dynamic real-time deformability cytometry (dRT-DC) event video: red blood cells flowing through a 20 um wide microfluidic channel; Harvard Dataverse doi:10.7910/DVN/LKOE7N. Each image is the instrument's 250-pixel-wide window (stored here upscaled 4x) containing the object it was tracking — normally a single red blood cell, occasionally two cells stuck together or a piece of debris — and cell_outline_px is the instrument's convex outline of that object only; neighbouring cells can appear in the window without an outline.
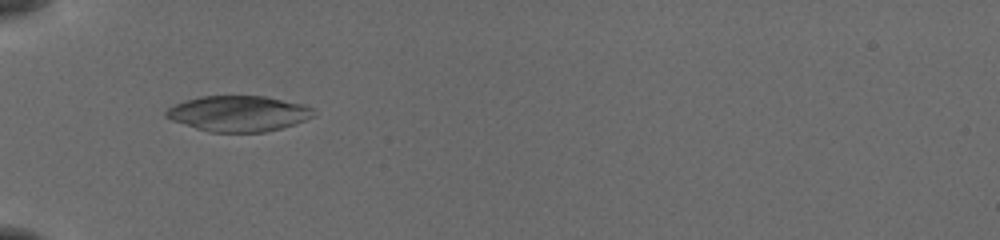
{"species": "common noctule bat (a hibernating species)", "species_latin": "Nyctalus noctula", "temperature_condition": "cold", "stored_images_in_passage": 56, "camera_frame_rate_fps": 3000, "um_per_image_px": 0.085, "animal": {"sex": "female", "body_mass_g": 19.5, "forearm_length_mm": 54.1}, "frame": {"image": 1, "passage_image": 21, "time_ms": 6.667, "image_size_px": [1000, 240], "cell_outline_px": [[316, 116], [280, 128], [264, 132], [208, 132], [172, 120], [164, 116], [164, 112], [168, 108], [184, 100], [200, 96], [264, 96], [304, 104], [312, 108]], "centroid_in_image_um": [20.25, 9.65], "position_along_channel_um": 64.7, "area_um2": 30.58}}
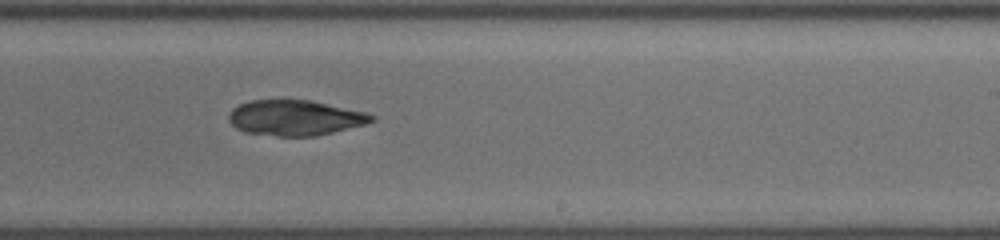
{"frame": {"image": 2, "passage_image": 37, "time_ms": 12.0, "image_size_px": [1000, 240], "cell_outline_px": [[376, 120], [368, 124], [316, 136], [276, 136], [244, 132], [236, 128], [228, 120], [228, 112], [232, 108], [248, 100], [312, 100], [364, 112], [376, 116]], "centroid_in_image_um": [25.08, 10.01], "position_along_channel_um": 263.9, "area_um2": 29.71}}
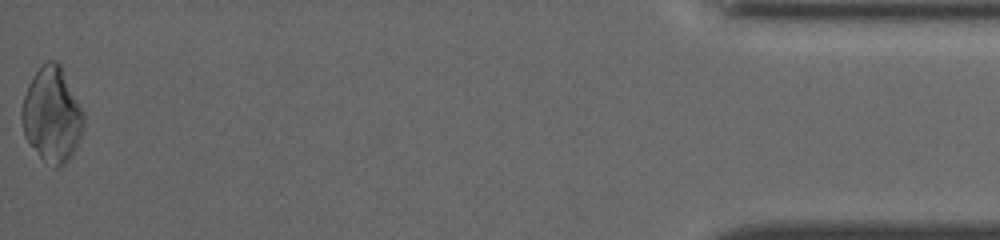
{"frame": {"image": 3, "passage_image": 56, "time_ms": 18.333, "image_size_px": [1000, 240], "cell_outline_px": [[84, 124], [76, 148], [72, 156], [64, 164], [56, 168], [52, 168], [40, 156], [24, 136], [20, 116], [20, 108], [28, 84], [32, 76], [48, 60], [56, 60], [60, 64], [84, 112]], "centroid_in_image_um": [4.41, 9.77], "position_along_channel_um": 430.8, "area_um2": 34.28}}